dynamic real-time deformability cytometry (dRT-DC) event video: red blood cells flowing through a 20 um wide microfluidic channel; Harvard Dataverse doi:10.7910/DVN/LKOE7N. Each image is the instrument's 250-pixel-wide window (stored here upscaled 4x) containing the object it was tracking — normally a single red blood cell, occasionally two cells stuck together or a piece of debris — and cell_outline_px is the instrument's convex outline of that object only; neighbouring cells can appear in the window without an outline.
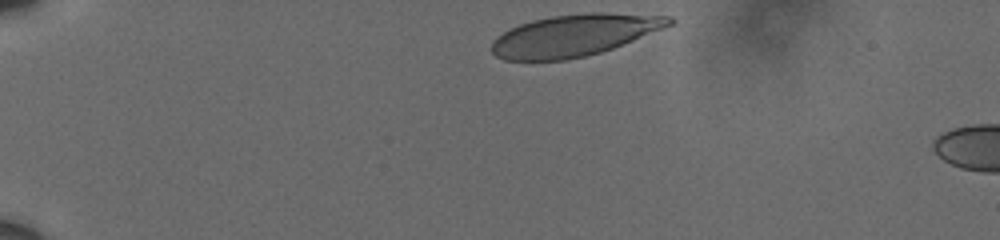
{"species": "human", "species_latin": "Homo sapiens", "temperature_condition": "cold", "stored_images_in_passage": 39, "camera_frame_rate_fps": 3000, "um_per_image_px": 0.085, "donor": {"sex": "male"}, "frame": {"image": 1, "passage_image": 1, "time_ms": 0.0, "image_size_px": [1000, 240], "cell_outline_px": [[676, 20], [672, 24], [664, 28], [612, 48], [600, 52], [584, 56], [564, 60], [504, 60], [496, 56], [492, 52], [492, 40], [496, 36], [520, 24], [532, 20], [552, 16], [592, 12], [604, 12], [672, 16]], "centroid_in_image_um": [48.82, 2.99], "position_along_channel_um": 36.2, "area_um2": 43.0}}
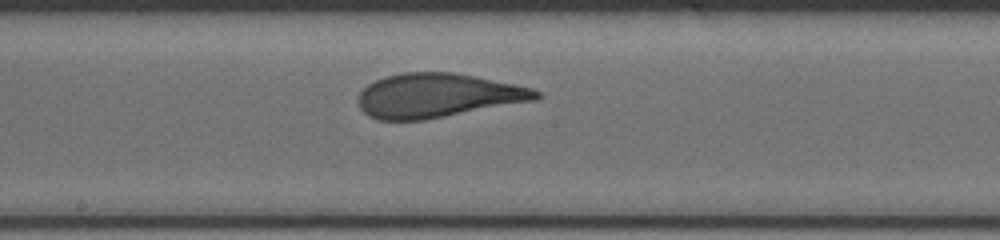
{"frame": {"image": 2, "passage_image": 22, "time_ms": 7.0, "image_size_px": [1000, 240], "cell_outline_px": [[544, 96], [536, 100], [424, 120], [380, 120], [368, 116], [360, 108], [356, 100], [360, 92], [368, 84], [384, 76], [404, 72], [452, 72], [476, 76], [516, 84], [532, 88], [540, 92]], "centroid_in_image_um": [37.19, 8.11], "position_along_channel_um": 211.0, "area_um2": 45.95}}
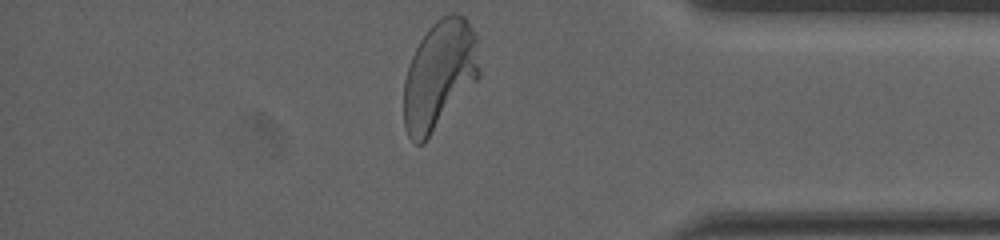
{"frame": {"image": 3, "passage_image": 39, "time_ms": 12.667, "image_size_px": [1000, 240], "cell_outline_px": [[480, 76], [424, 144], [416, 144], [408, 136], [404, 128], [404, 80], [412, 56], [420, 40], [428, 28], [436, 20], [452, 12], [456, 12], [464, 16], [472, 28], [476, 36], [480, 72]], "centroid_in_image_um": [37.34, 6.38], "position_along_channel_um": 397.9, "area_um2": 47.92}, "authors_computed_cell_mechanics": {"area_um2": 46.3556, "velocity_mm_per_s": 3.5894, "shape_relaxation_time_tau1_ms": 5.3144, "shape_relaxation_time_tau2_ms": null, "deformation_change_tau1": 0.1944, "deformation_change_tau2": null}}